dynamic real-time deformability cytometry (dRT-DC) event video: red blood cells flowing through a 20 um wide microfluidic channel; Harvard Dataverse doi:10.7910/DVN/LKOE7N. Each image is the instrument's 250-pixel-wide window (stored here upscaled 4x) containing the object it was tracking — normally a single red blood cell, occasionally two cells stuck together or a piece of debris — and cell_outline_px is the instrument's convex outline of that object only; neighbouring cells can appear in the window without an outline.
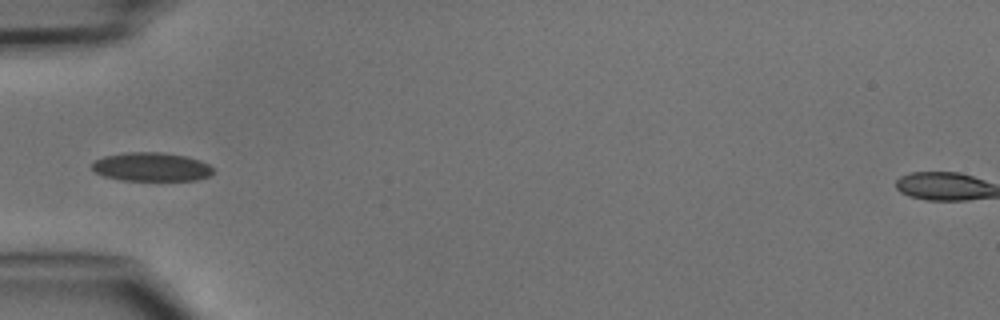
{"species": "common noctule bat (a hibernating species)", "species_latin": "Nyctalus noctula", "temperature_condition": "cold", "stored_images_in_passage": 4, "camera_frame_rate_fps": 3000, "um_per_image_px": 0.085, "animal": {"sex": "male", "body_mass_g": 15.6}, "frame": {"image": 1, "passage_image": 4, "time_ms": 4.333, "image_size_px": [1000, 320], "cell_outline_px": [[216, 172], [208, 176], [196, 180], [124, 180], [104, 176], [96, 172], [92, 168], [92, 164], [96, 160], [104, 156], [124, 152], [160, 152], [188, 156], [200, 160], [208, 164]], "centroid_in_image_um": [12.9, 14.17], "position_along_channel_um": 72.1, "area_um2": 20.29}}